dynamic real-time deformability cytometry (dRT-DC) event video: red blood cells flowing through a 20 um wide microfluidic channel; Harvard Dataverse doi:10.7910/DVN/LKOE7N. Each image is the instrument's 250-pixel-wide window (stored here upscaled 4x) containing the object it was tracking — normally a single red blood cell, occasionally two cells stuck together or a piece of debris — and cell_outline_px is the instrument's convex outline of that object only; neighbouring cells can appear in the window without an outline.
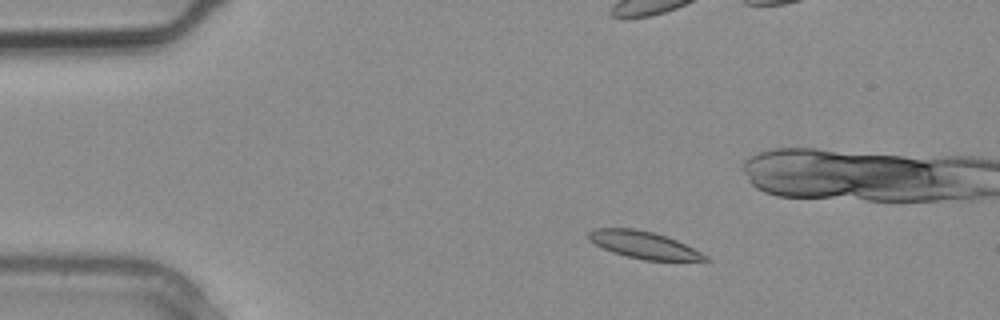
{"species": "common noctule bat (a hibernating species)", "species_latin": "Nyctalus noctula", "temperature_condition": "warm", "stored_images_in_passage": 12, "camera_frame_rate_fps": 3000, "um_per_image_px": 0.085, "animal": {"sex": "male", "body_mass_g": 20.4}, "frame": {"image": 1, "passage_image": 4, "time_ms": 1.0, "image_size_px": [1000, 320], "cell_outline_px": [[712, 260], [644, 260], [612, 252], [588, 240], [588, 232], [596, 228], [636, 228], [652, 232], [676, 240], [708, 256]], "centroid_in_image_um": [54.69, 20.81], "position_along_channel_um": 30.3, "area_um2": 18.09}}